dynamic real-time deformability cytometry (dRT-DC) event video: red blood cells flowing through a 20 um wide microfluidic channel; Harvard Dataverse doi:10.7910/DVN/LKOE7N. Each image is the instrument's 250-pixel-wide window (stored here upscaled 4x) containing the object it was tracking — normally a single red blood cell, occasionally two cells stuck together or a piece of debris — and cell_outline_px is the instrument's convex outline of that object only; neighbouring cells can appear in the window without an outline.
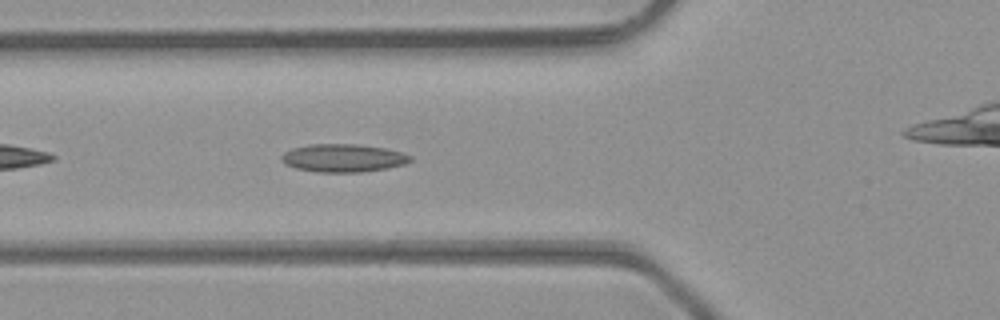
{"species": "common noctule bat (a hibernating species)", "species_latin": "Nyctalus noctula", "temperature_condition": "room temperature", "stored_images_in_passage": 22, "camera_frame_rate_fps": 3000, "um_per_image_px": 0.085, "animal": {"sex": "male", "body_mass_g": 23.1, "forearm_length_mm": 52.7}, "frame": {"image": 1, "passage_image": 5, "time_ms": 1.333, "image_size_px": [1000, 320], "cell_outline_px": [[412, 160], [404, 164], [388, 168], [360, 172], [320, 172], [296, 168], [284, 164], [280, 160], [280, 156], [284, 152], [292, 148], [308, 144], [356, 144], [384, 148], [400, 152], [412, 156]], "centroid_in_image_um": [29.13, 13.43], "position_along_channel_um": 96.7, "area_um2": 21.04}}
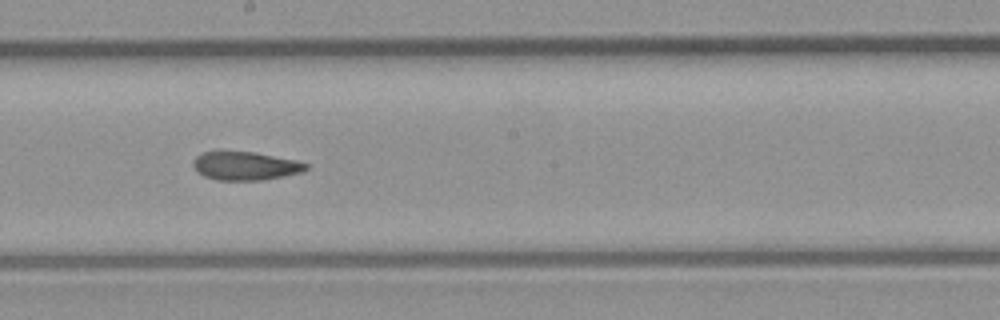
{"frame": {"image": 2, "passage_image": 14, "time_ms": 4.333, "image_size_px": [1000, 320], "cell_outline_px": [[308, 168], [300, 172], [284, 176], [264, 180], [216, 180], [204, 176], [196, 172], [192, 164], [192, 160], [196, 156], [204, 152], [256, 152], [296, 160], [308, 164]], "centroid_in_image_um": [20.83, 14.11], "position_along_channel_um": 227.4, "area_um2": 18.73}}
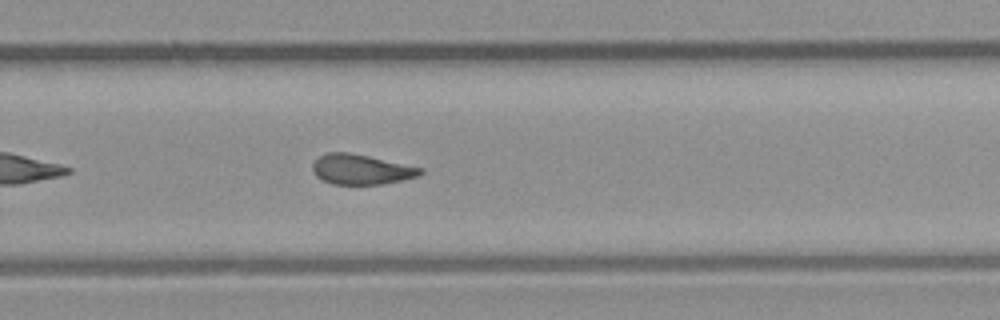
{"frame": {"image": 3, "passage_image": 19, "time_ms": 6.0, "image_size_px": [1000, 320], "cell_outline_px": [[424, 172], [420, 176], [380, 184], [332, 184], [316, 176], [312, 168], [312, 164], [324, 152], [348, 152], [368, 156], [424, 168]], "centroid_in_image_um": [30.71, 14.39], "position_along_channel_um": 299.1, "area_um2": 18.79}}